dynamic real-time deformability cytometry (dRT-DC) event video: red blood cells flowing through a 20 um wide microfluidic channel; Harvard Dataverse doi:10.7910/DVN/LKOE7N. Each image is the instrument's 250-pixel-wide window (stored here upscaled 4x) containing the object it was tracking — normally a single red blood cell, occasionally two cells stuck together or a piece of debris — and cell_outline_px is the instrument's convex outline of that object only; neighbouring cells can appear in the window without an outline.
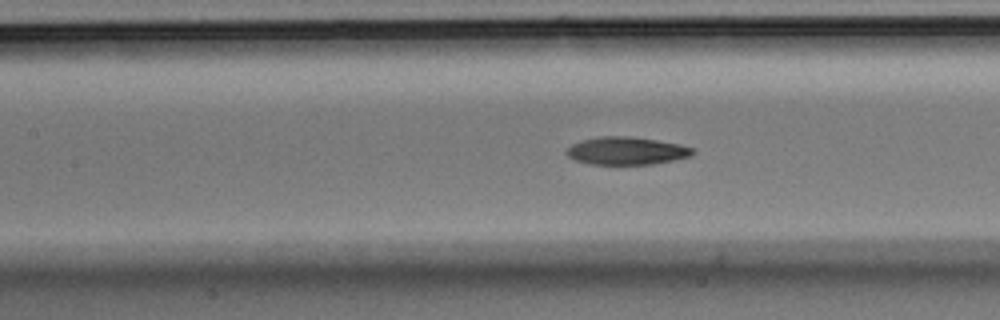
{"species": "Egyptian fruit bat (a non-hibernating species)", "species_latin": "Rousettus aegyptiacus", "temperature_condition": "room temperature", "stored_images_in_passage": 25, "camera_frame_rate_fps": 3000, "um_per_image_px": 0.085, "animal": {"sex": "male"}, "frame": {"image": 1, "passage_image": 6, "time_ms": 1.667, "image_size_px": [1000, 320], "cell_outline_px": [[696, 152], [692, 156], [652, 164], [592, 164], [576, 160], [568, 156], [564, 152], [572, 144], [584, 140], [600, 136], [632, 136], [680, 144], [692, 148]], "centroid_in_image_um": [53.27, 12.81], "position_along_channel_um": 154.1, "area_um2": 20.29}}
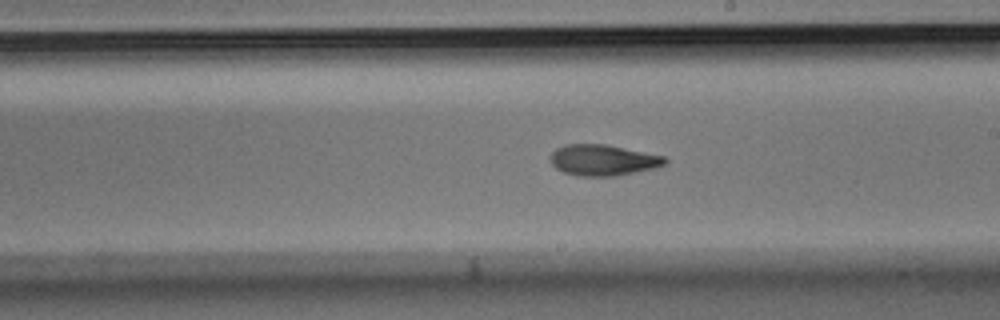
{"frame": {"image": 2, "passage_image": 13, "time_ms": 4.0, "image_size_px": [1000, 320], "cell_outline_px": [[668, 160], [664, 164], [656, 168], [616, 176], [580, 176], [564, 172], [556, 168], [552, 164], [548, 156], [556, 148], [564, 144], [604, 144], [664, 156]], "centroid_in_image_um": [51.23, 13.61], "position_along_channel_um": 237.8, "area_um2": 20.69}}
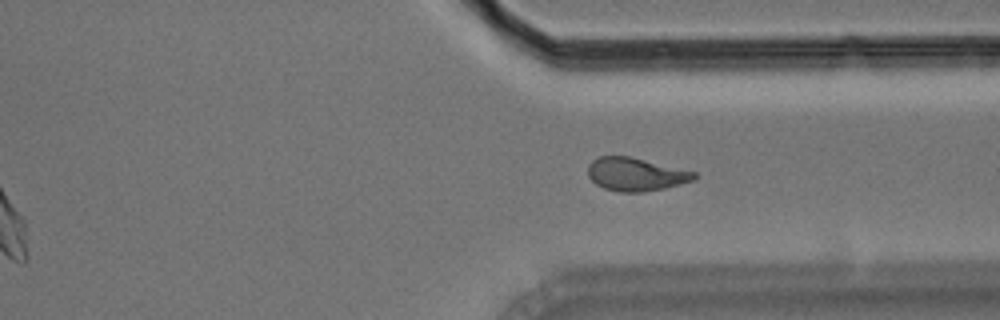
{"frame": {"image": 3, "passage_image": 23, "time_ms": 7.333, "image_size_px": [1000, 320], "cell_outline_px": [[696, 176], [692, 180], [664, 188], [640, 192], [620, 192], [604, 188], [596, 184], [588, 176], [588, 164], [592, 160], [600, 156], [632, 156], [696, 172]], "centroid_in_image_um": [54.0, 14.8], "position_along_channel_um": 357.4, "area_um2": 20.46}}